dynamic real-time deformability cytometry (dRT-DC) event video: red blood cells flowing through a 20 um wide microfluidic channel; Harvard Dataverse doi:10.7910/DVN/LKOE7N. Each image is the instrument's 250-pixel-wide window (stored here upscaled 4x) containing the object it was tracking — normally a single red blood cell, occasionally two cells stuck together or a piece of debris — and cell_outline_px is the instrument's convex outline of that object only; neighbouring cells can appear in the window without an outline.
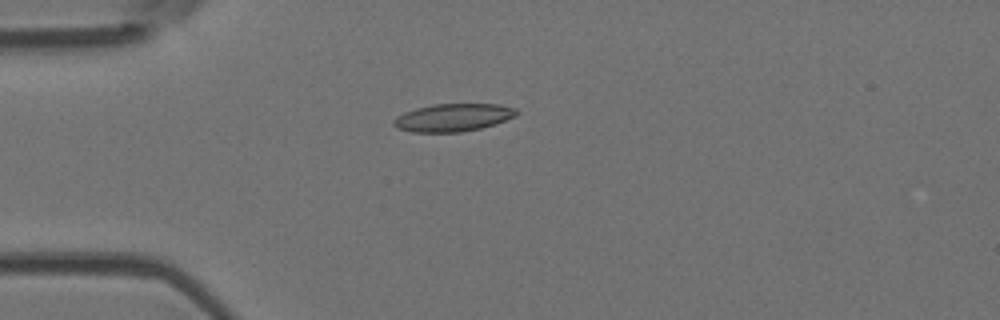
{"species": "Egyptian fruit bat (a non-hibernating species)", "species_latin": "Rousettus aegyptiacus", "temperature_condition": "room temperature", "stored_images_in_passage": 7, "camera_frame_rate_fps": 3000, "um_per_image_px": 0.085, "animal": {"sex": "female"}, "frame": {"image": 1, "passage_image": 4, "time_ms": 4.333, "image_size_px": [1000, 320], "cell_outline_px": [[520, 112], [516, 116], [496, 124], [480, 128], [460, 132], [412, 132], [396, 128], [392, 124], [392, 120], [396, 116], [404, 112], [416, 108], [432, 104], [496, 104], [516, 108]], "centroid_in_image_um": [38.5, 9.99], "position_along_channel_um": 46.5, "area_um2": 20.06}}
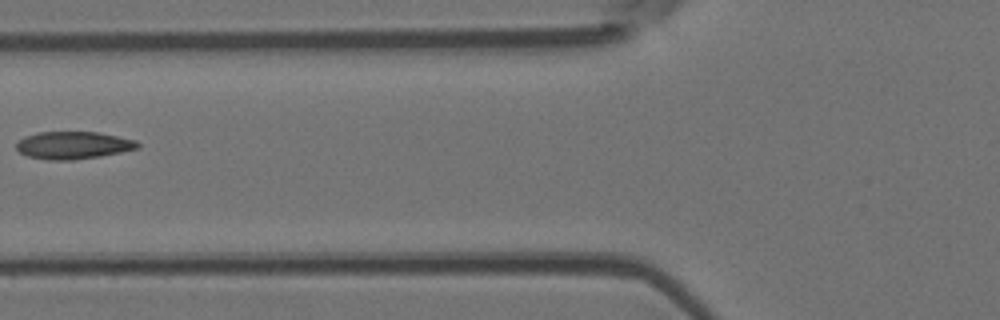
{"frame": {"image": 2, "passage_image": 6, "time_ms": 6.667, "image_size_px": [1000, 320], "cell_outline_px": [[140, 148], [100, 156], [72, 160], [48, 160], [28, 156], [20, 152], [16, 148], [16, 144], [24, 136], [36, 132], [96, 132], [136, 140], [140, 144]], "centroid_in_image_um": [6.22, 12.34], "position_along_channel_um": 119.6, "area_um2": 19.36}}
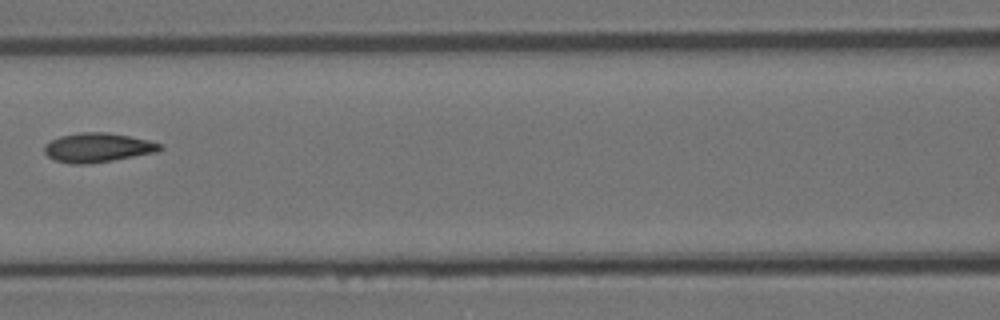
{"frame": {"image": 3, "passage_image": 7, "time_ms": 7.667, "image_size_px": [1000, 320], "cell_outline_px": [[164, 148], [156, 152], [92, 164], [72, 164], [56, 160], [48, 156], [44, 152], [44, 144], [60, 136], [80, 132], [108, 132], [148, 140], [164, 144]], "centroid_in_image_um": [8.32, 12.54], "position_along_channel_um": 158.3, "area_um2": 19.77}}